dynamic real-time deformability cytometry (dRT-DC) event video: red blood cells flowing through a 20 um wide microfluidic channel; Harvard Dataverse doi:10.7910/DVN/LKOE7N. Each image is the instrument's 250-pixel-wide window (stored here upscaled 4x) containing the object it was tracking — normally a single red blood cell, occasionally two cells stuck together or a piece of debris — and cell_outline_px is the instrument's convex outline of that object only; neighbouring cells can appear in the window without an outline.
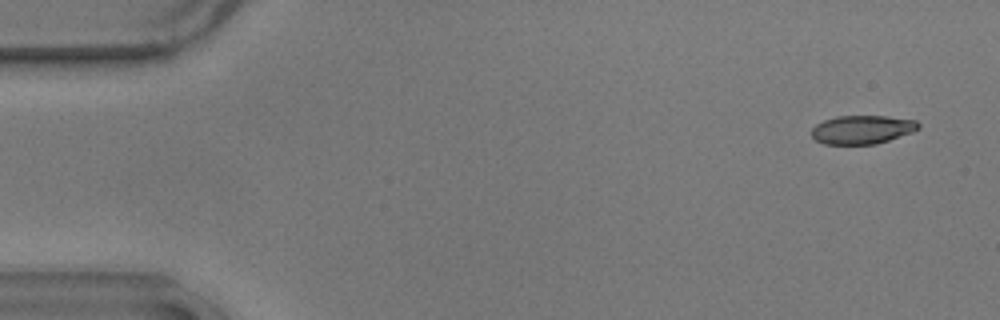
{"species": "common noctule bat (a hibernating species)", "species_latin": "Nyctalus noctula", "temperature_condition": "warm", "stored_images_in_passage": 17, "camera_frame_rate_fps": 3000, "um_per_image_px": 0.085, "animal": {"sex": "male", "body_mass_g": 17.9}, "frame": {"image": 1, "passage_image": 3, "time_ms": 0.667, "image_size_px": [1000, 320], "cell_outline_px": [[920, 128], [912, 132], [876, 144], [824, 144], [816, 140], [812, 136], [812, 128], [816, 124], [824, 120], [836, 116], [884, 116], [916, 120], [920, 124]], "centroid_in_image_um": [73.28, 11.01], "position_along_channel_um": 11.7, "area_um2": 17.74}}